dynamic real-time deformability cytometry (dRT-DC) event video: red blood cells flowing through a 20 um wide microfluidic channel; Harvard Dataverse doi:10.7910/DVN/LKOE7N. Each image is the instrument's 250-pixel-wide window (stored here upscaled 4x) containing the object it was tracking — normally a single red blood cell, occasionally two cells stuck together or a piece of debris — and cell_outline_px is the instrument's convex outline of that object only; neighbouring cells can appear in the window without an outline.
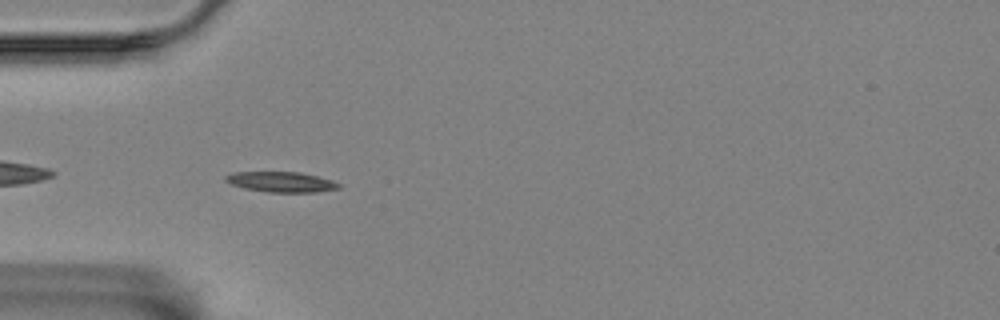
{"species": "Egyptian fruit bat (a non-hibernating species)", "species_latin": "Rousettus aegyptiacus", "temperature_condition": "room temperature", "stored_images_in_passage": 43, "camera_frame_rate_fps": 3000, "um_per_image_px": 0.085, "animal": {"sex": "female"}, "frame": {"image": 1, "passage_image": 3, "time_ms": 0.667, "image_size_px": [1000, 320], "cell_outline_px": [[340, 188], [316, 192], [268, 192], [244, 188], [232, 184], [224, 180], [224, 176], [232, 172], [300, 172], [332, 180], [340, 184]], "centroid_in_image_um": [23.88, 15.46], "position_along_channel_um": 61.1, "area_um2": 13.35}}
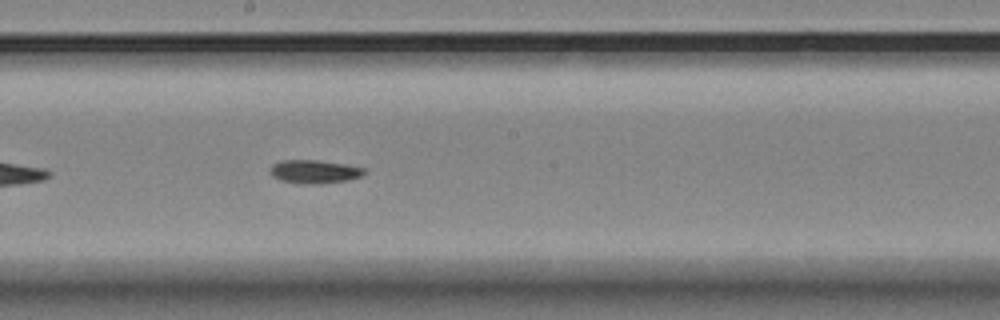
{"frame": {"image": 2, "passage_image": 17, "time_ms": 5.333, "image_size_px": [1000, 320], "cell_outline_px": [[368, 172], [360, 176], [348, 180], [320, 184], [300, 184], [280, 180], [272, 176], [272, 164], [280, 160], [316, 160], [348, 164], [364, 168]], "centroid_in_image_um": [26.75, 14.59], "position_along_channel_um": 221.4, "area_um2": 12.95}}
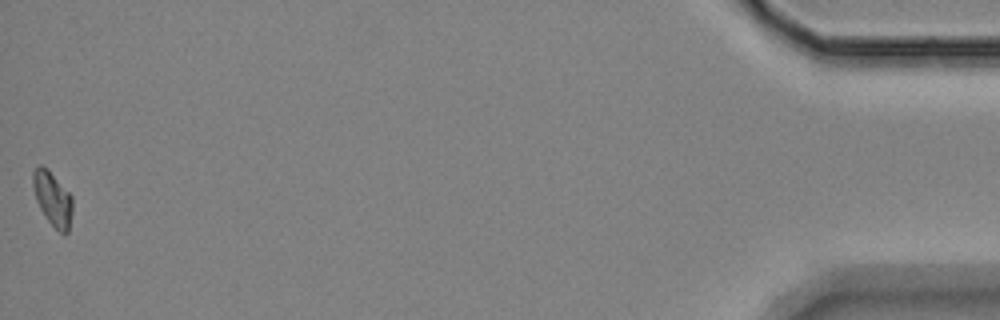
{"frame": {"image": 3, "passage_image": 43, "time_ms": 14.0, "image_size_px": [1000, 320], "cell_outline_px": [[72, 212], [68, 232], [64, 236], [48, 220], [40, 208], [36, 200], [32, 184], [32, 172], [40, 164], [48, 168], [72, 196]], "centroid_in_image_um": [4.47, 16.87], "position_along_channel_um": 430.7, "area_um2": 12.48}}